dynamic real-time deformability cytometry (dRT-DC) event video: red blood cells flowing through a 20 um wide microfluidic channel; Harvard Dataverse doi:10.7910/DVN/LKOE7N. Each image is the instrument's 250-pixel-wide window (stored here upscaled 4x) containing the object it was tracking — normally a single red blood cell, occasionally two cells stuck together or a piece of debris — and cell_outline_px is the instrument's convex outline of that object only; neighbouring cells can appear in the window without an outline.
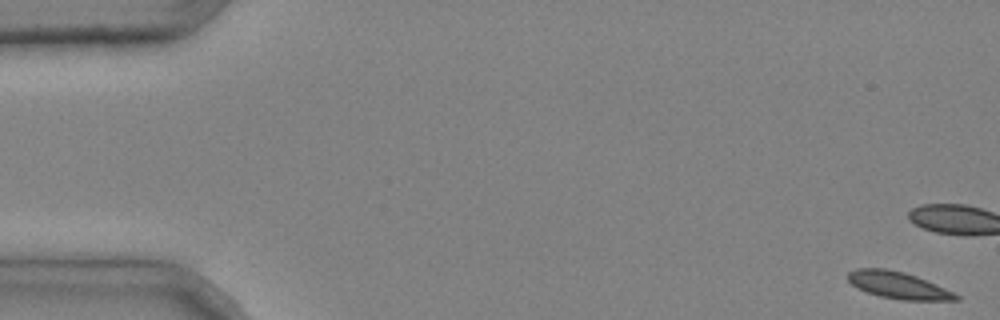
{"species": "common noctule bat (a hibernating species)", "species_latin": "Nyctalus noctula", "temperature_condition": "cold", "stored_images_in_passage": 8, "camera_frame_rate_fps": 3000, "um_per_image_px": 0.085, "animal": {"sex": "male", "body_mass_g": 20.4}, "frame": {"image": 1, "passage_image": 1, "time_ms": 0.0, "image_size_px": [1000, 320], "cell_outline_px": [[960, 300], [900, 300], [880, 296], [856, 288], [848, 280], [848, 272], [856, 268], [884, 268], [904, 272], [916, 276], [936, 284], [960, 296]], "centroid_in_image_um": [76.33, 24.24], "position_along_channel_um": 8.7, "area_um2": 16.82}}